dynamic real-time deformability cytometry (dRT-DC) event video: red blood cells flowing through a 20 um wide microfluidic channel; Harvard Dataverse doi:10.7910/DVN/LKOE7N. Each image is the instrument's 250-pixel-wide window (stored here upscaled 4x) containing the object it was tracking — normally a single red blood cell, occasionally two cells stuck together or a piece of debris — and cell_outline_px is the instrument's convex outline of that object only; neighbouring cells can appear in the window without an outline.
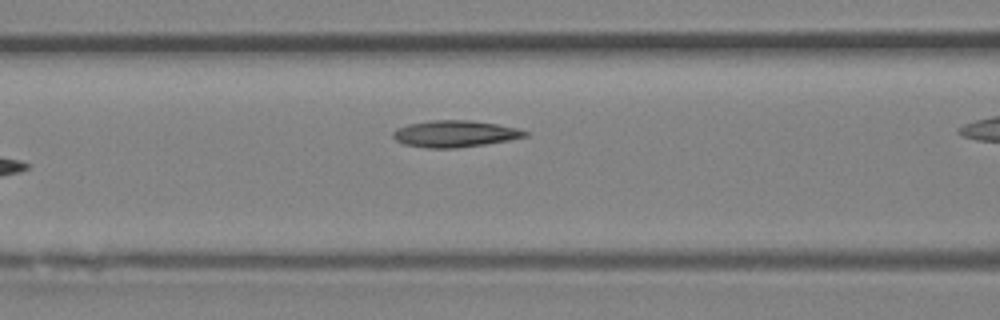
{"species": "Egyptian fruit bat (a non-hibernating species)", "species_latin": "Rousettus aegyptiacus", "temperature_condition": "room temperature", "stored_images_in_passage": 6, "camera_frame_rate_fps": 3000, "um_per_image_px": 0.085, "animal": {"sex": "female"}, "frame": {"image": 1, "passage_image": 5, "time_ms": 1.333, "image_size_px": [1000, 320], "cell_outline_px": [[528, 136], [508, 140], [484, 144], [456, 148], [424, 148], [404, 144], [396, 140], [392, 136], [392, 132], [396, 128], [408, 124], [432, 120], [468, 120], [496, 124], [516, 128], [528, 132]], "centroid_in_image_um": [38.62, 11.37], "position_along_channel_um": 128.0, "area_um2": 20.4}}